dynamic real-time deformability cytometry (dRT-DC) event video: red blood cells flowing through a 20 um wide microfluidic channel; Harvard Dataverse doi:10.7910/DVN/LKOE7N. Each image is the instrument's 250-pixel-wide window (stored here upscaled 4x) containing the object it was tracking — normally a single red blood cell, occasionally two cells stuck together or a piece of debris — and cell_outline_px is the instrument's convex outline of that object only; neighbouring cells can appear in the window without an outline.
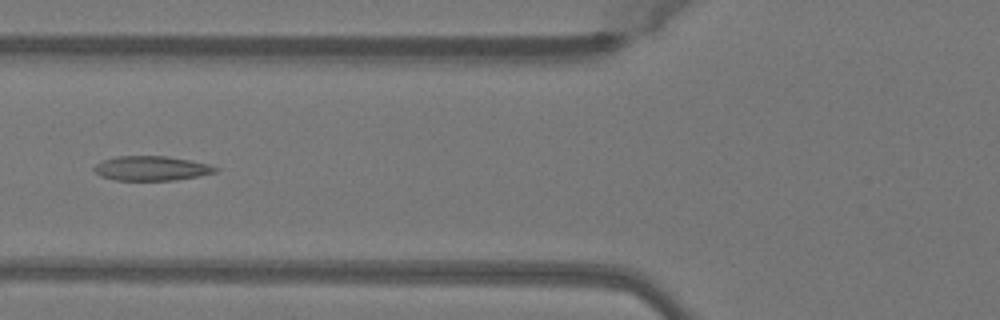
{"species": "Egyptian fruit bat (a non-hibernating species)", "species_latin": "Rousettus aegyptiacus", "temperature_condition": "warm", "stored_images_in_passage": 39, "camera_frame_rate_fps": 3000, "um_per_image_px": 0.085, "animal": {"sex": "female"}, "frame": {"image": 1, "passage_image": 9, "time_ms": 2.667, "image_size_px": [1000, 320], "cell_outline_px": [[220, 168], [216, 172], [196, 176], [172, 180], [116, 180], [100, 176], [92, 168], [100, 160], [116, 156], [168, 156], [192, 160], [208, 164]], "centroid_in_image_um": [12.84, 14.29], "position_along_channel_um": 113.0, "area_um2": 17.4}}
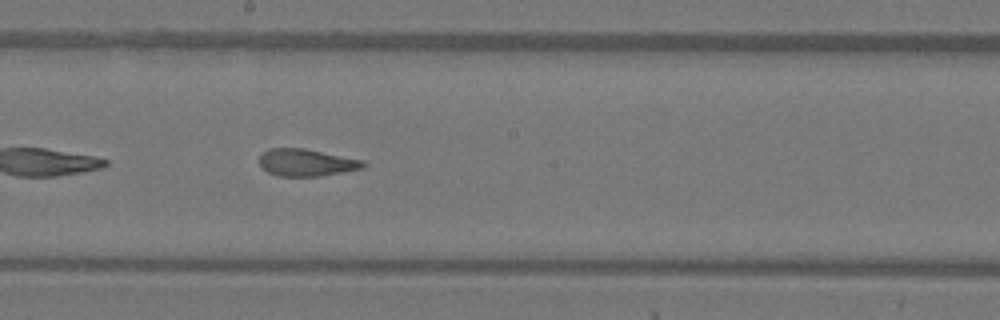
{"frame": {"image": 2, "passage_image": 17, "time_ms": 5.333, "image_size_px": [1000, 320], "cell_outline_px": [[368, 164], [364, 168], [316, 176], [280, 176], [268, 172], [260, 164], [260, 156], [268, 148], [304, 148], [364, 160]], "centroid_in_image_um": [26.07, 13.8], "position_along_channel_um": 222.1, "area_um2": 16.3}}
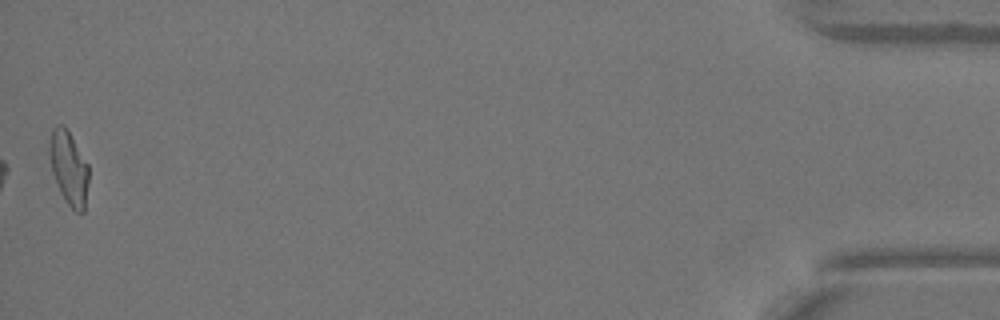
{"frame": {"image": 3, "passage_image": 39, "time_ms": 12.667, "image_size_px": [1000, 320], "cell_outline_px": [[88, 180], [84, 212], [76, 212], [68, 204], [60, 192], [52, 172], [48, 156], [48, 140], [52, 128], [60, 124], [64, 124], [88, 164]], "centroid_in_image_um": [5.81, 14.24], "position_along_channel_um": 429.4, "area_um2": 16.94}, "authors_computed_cell_mechanics": {"area_um2": 16.8198, "velocity_mm_per_s": 4.0874, "shape_relaxation_time_tau1_ms": null, "shape_relaxation_time_tau2_ms": 1.5553, "deformation_change_tau1": null, "deformation_change_tau2": 0.0975}}